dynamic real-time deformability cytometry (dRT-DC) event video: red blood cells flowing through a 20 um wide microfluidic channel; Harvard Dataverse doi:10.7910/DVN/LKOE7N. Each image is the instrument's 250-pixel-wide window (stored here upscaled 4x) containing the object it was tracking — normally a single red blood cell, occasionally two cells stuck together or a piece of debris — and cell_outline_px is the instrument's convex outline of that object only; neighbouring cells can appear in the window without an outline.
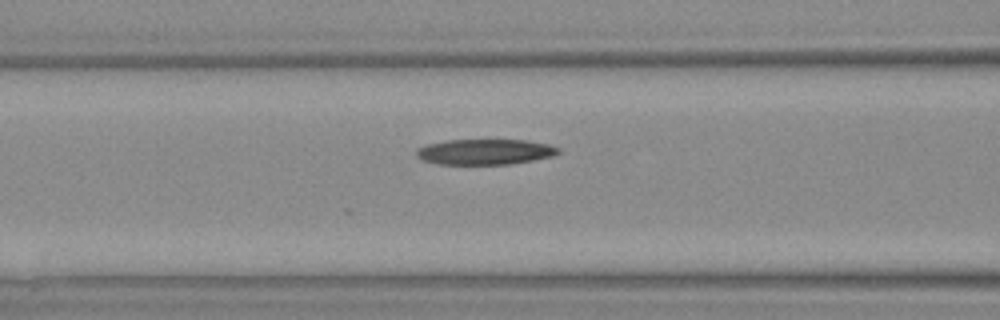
{"species": "Egyptian fruit bat (a non-hibernating species)", "species_latin": "Rousettus aegyptiacus", "temperature_condition": "warm", "stored_images_in_passage": 3, "camera_frame_rate_fps": 3000, "um_per_image_px": 0.085, "animal": {"sex": "female"}, "frame": {"image": 1, "passage_image": 3, "time_ms": 2.333, "image_size_px": [1000, 320], "cell_outline_px": [[560, 152], [552, 156], [512, 164], [440, 164], [424, 160], [416, 156], [416, 152], [420, 148], [428, 144], [448, 140], [524, 140], [548, 144], [560, 148]], "centroid_in_image_um": [41.25, 12.9], "position_along_channel_um": 125.3, "area_um2": 20.87}}